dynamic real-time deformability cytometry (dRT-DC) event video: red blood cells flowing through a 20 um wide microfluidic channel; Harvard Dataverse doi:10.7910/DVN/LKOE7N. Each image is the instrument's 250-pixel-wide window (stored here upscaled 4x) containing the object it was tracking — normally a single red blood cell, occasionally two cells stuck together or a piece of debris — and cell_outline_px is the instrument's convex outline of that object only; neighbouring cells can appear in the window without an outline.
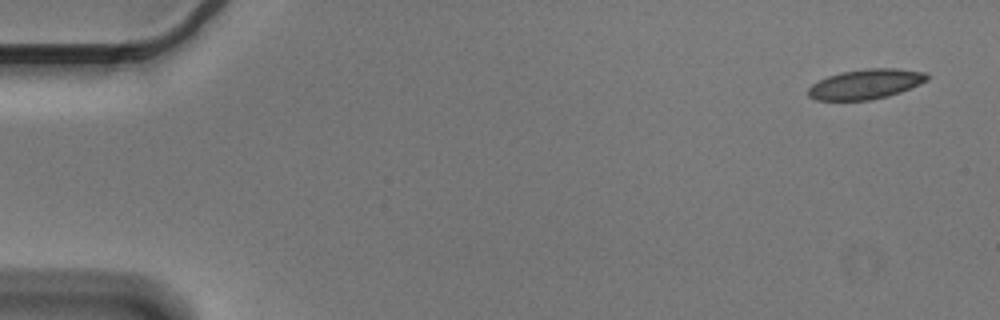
{"species": "Egyptian fruit bat (a non-hibernating species)", "species_latin": "Rousettus aegyptiacus", "temperature_condition": "cold", "stored_images_in_passage": 5, "camera_frame_rate_fps": 3000, "um_per_image_px": 0.085, "animal": {"sex": "male"}, "frame": {"image": 1, "passage_image": 1, "time_ms": 0.0, "image_size_px": [1000, 320], "cell_outline_px": [[928, 80], [920, 84], [900, 92], [888, 96], [868, 100], [816, 100], [808, 96], [808, 88], [812, 84], [828, 76], [840, 72], [868, 68], [896, 68], [928, 72]], "centroid_in_image_um": [73.6, 7.14], "position_along_channel_um": 11.4, "area_um2": 20.75}}
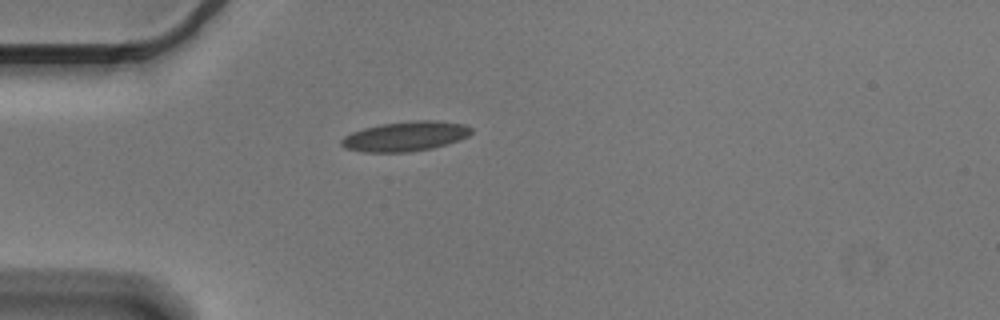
{"frame": {"image": 2, "passage_image": 4, "time_ms": 1.0, "image_size_px": [1000, 320], "cell_outline_px": [[472, 132], [468, 136], [460, 140], [432, 148], [412, 152], [360, 152], [344, 148], [340, 144], [340, 140], [344, 136], [352, 132], [364, 128], [380, 124], [416, 120], [436, 120], [464, 124], [472, 128]], "centroid_in_image_um": [34.44, 11.59], "position_along_channel_um": 50.6, "area_um2": 22.72}}